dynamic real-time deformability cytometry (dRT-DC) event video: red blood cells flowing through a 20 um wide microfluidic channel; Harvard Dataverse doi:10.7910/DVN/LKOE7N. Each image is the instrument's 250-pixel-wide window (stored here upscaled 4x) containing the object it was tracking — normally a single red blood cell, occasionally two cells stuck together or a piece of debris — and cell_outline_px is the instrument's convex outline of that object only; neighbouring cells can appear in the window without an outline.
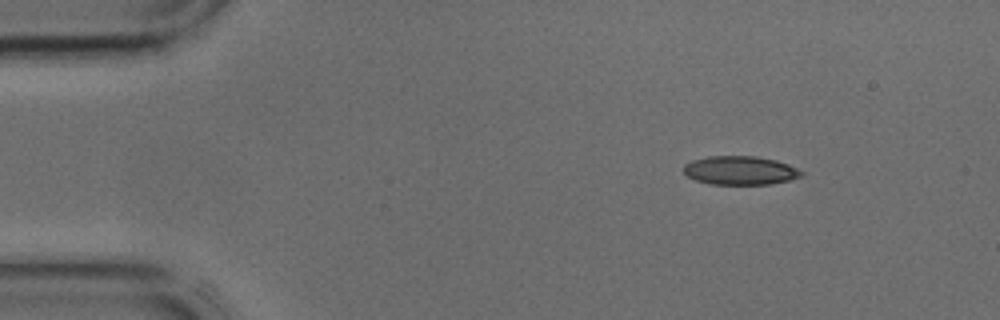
{"species": "common noctule bat (a hibernating species)", "species_latin": "Nyctalus noctula", "temperature_condition": "cold", "stored_images_in_passage": 36, "camera_frame_rate_fps": 3000, "um_per_image_px": 0.085, "animal": {"sex": "male", "body_mass_g": 17.9, "forearm_length_mm": 54.2}, "frame": {"image": 1, "passage_image": 1, "time_ms": 0.0, "image_size_px": [1000, 320], "cell_outline_px": [[804, 176], [788, 180], [768, 184], [712, 184], [696, 180], [688, 176], [684, 172], [684, 164], [692, 160], [708, 156], [756, 156], [776, 160], [788, 164], [804, 172]], "centroid_in_image_um": [62.92, 14.48], "position_along_channel_um": 22.1, "area_um2": 19.65}}
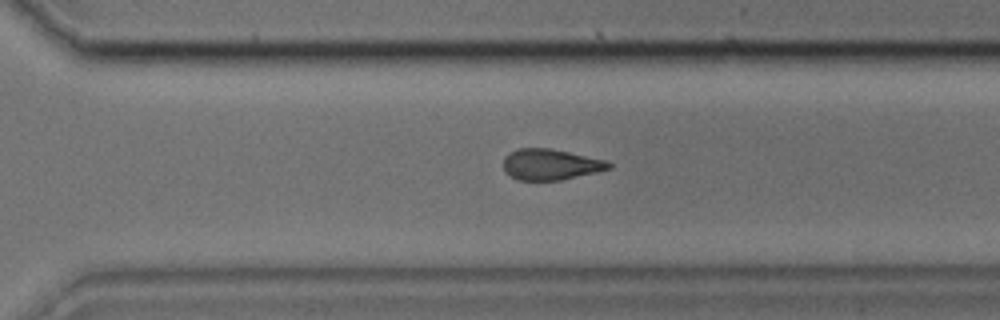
{"frame": {"image": 2, "passage_image": 25, "time_ms": 8.0, "image_size_px": [1000, 320], "cell_outline_px": [[612, 168], [596, 172], [560, 180], [516, 180], [504, 172], [504, 156], [508, 152], [520, 148], [548, 148], [608, 160], [612, 164]], "centroid_in_image_um": [46.78, 13.98], "position_along_channel_um": 323.8, "area_um2": 19.07}}
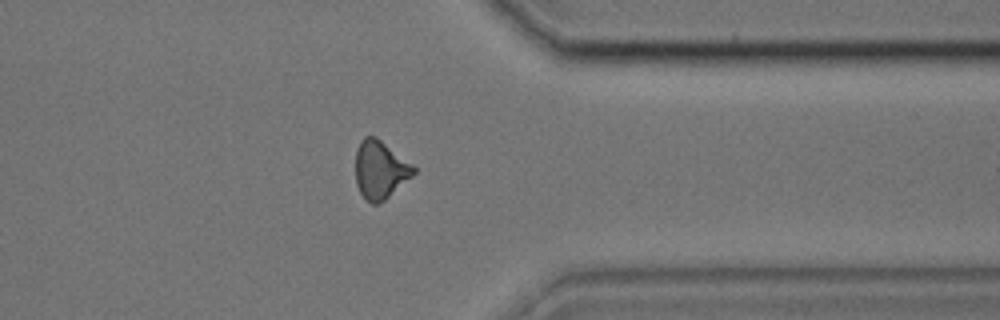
{"frame": {"image": 3, "passage_image": 29, "time_ms": 9.333, "image_size_px": [1000, 320], "cell_outline_px": [[416, 172], [412, 176], [384, 200], [376, 204], [372, 204], [360, 192], [356, 184], [356, 148], [360, 140], [364, 136], [376, 136], [412, 164], [416, 168]], "centroid_in_image_um": [32.3, 14.4], "position_along_channel_um": 379.1, "area_um2": 19.48}}